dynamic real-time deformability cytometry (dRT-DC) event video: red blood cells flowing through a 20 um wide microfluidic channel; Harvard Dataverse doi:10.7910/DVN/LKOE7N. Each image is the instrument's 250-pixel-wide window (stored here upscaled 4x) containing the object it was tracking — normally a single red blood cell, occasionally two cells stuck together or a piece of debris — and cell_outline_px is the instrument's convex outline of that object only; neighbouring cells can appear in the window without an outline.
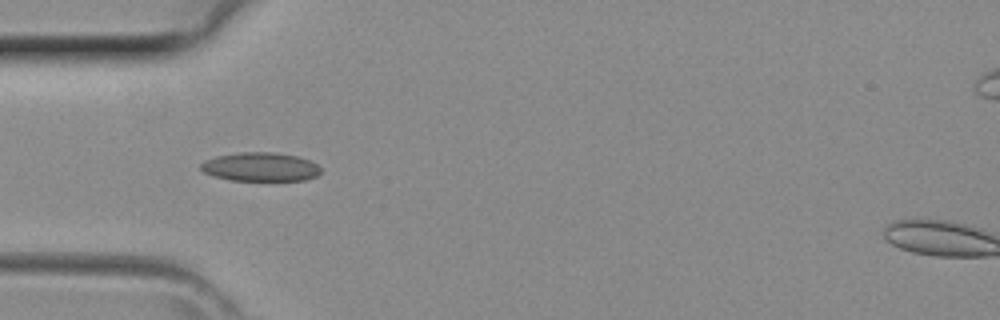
{"species": "common noctule bat (a hibernating species)", "species_latin": "Nyctalus noctula", "temperature_condition": "room temperature", "stored_images_in_passage": 41, "camera_frame_rate_fps": 3000, "um_per_image_px": 0.085, "animal": {"sex": "female", "body_mass_g": 29.2, "forearm_length_mm": 56.3}, "frame": {"image": 1, "passage_image": 12, "time_ms": 3.667, "image_size_px": [1000, 320], "cell_outline_px": [[320, 172], [316, 176], [304, 180], [232, 180], [216, 176], [204, 172], [200, 168], [200, 164], [204, 160], [216, 156], [240, 152], [272, 152], [296, 156], [308, 160], [316, 164], [320, 168]], "centroid_in_image_um": [22.11, 14.18], "position_along_channel_um": 62.9, "area_um2": 19.88}}
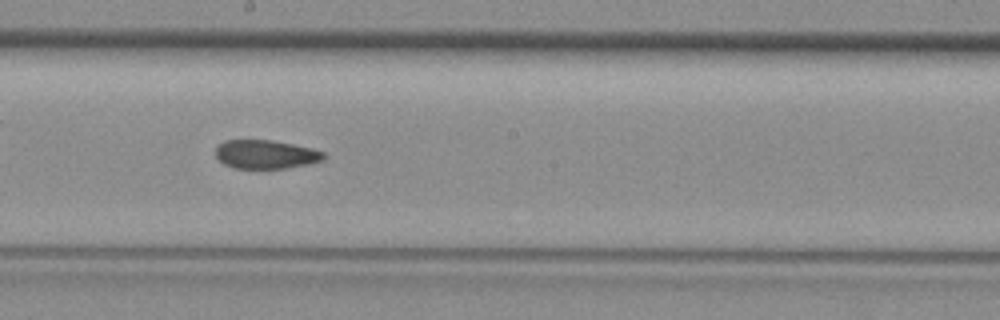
{"frame": {"image": 2, "passage_image": 22, "time_ms": 7.0, "image_size_px": [1000, 320], "cell_outline_px": [[324, 160], [308, 164], [284, 168], [236, 168], [224, 164], [216, 156], [216, 148], [224, 140], [272, 140], [312, 148], [324, 152]], "centroid_in_image_um": [22.59, 13.11], "position_along_channel_um": 225.6, "area_um2": 17.92}}
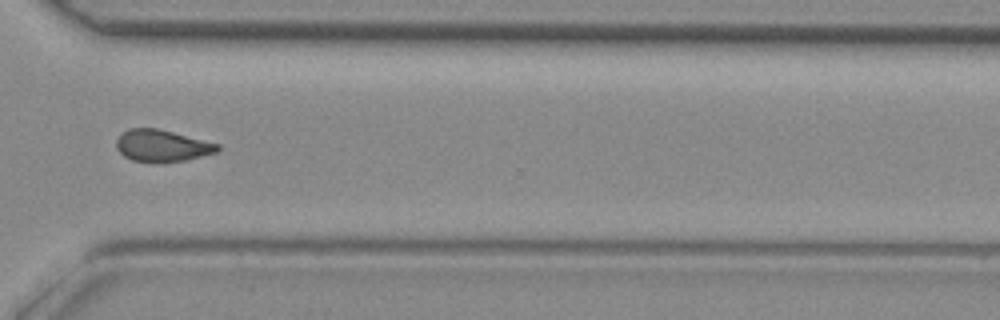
{"frame": {"image": 3, "passage_image": 30, "time_ms": 9.667, "image_size_px": [1000, 320], "cell_outline_px": [[220, 148], [216, 152], [184, 160], [132, 160], [124, 156], [116, 148], [116, 140], [128, 128], [156, 128], [220, 144]], "centroid_in_image_um": [13.76, 12.35], "position_along_channel_um": 356.8, "area_um2": 18.03}}